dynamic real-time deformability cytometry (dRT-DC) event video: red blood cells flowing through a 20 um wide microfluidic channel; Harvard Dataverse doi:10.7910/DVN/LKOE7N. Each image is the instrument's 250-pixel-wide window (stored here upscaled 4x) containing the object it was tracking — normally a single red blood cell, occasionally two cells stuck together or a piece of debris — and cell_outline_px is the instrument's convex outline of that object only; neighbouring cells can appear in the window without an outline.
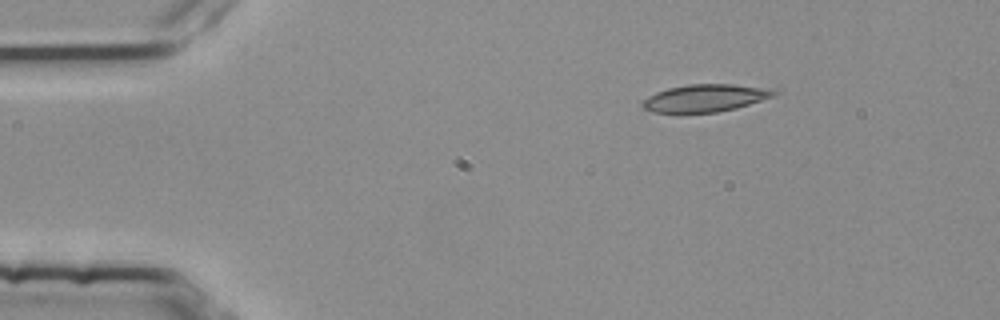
{"species": "common noctule bat (a hibernating species)", "species_latin": "Nyctalus noctula", "temperature_condition": "room temperature", "stored_images_in_passage": 4, "camera_frame_rate_fps": 3000, "um_per_image_px": 0.085, "animal": {"sex": "female", "body_mass_g": 25.1}, "frame": {"image": 1, "passage_image": 2, "time_ms": 0.333, "image_size_px": [1000, 320], "cell_outline_px": [[780, 92], [772, 96], [736, 108], [716, 112], [652, 112], [644, 108], [640, 104], [648, 96], [656, 92], [668, 88], [688, 84], [732, 84], [776, 88]], "centroid_in_image_um": [59.97, 8.31], "position_along_channel_um": 25.0, "area_um2": 20.98}}
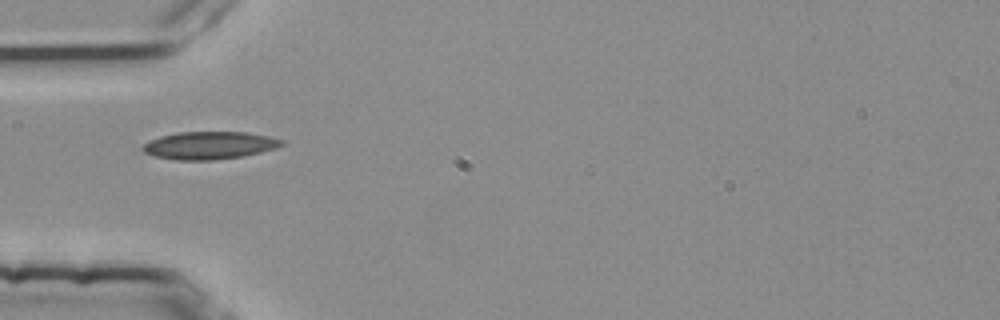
{"frame": {"image": 2, "passage_image": 4, "time_ms": 1.0, "image_size_px": [1000, 320], "cell_outline_px": [[284, 144], [260, 152], [240, 156], [216, 160], [176, 160], [156, 156], [144, 152], [140, 148], [144, 144], [160, 136], [180, 132], [248, 132], [268, 136], [284, 140]], "centroid_in_image_um": [17.78, 12.35], "position_along_channel_um": 67.2, "area_um2": 22.14}}